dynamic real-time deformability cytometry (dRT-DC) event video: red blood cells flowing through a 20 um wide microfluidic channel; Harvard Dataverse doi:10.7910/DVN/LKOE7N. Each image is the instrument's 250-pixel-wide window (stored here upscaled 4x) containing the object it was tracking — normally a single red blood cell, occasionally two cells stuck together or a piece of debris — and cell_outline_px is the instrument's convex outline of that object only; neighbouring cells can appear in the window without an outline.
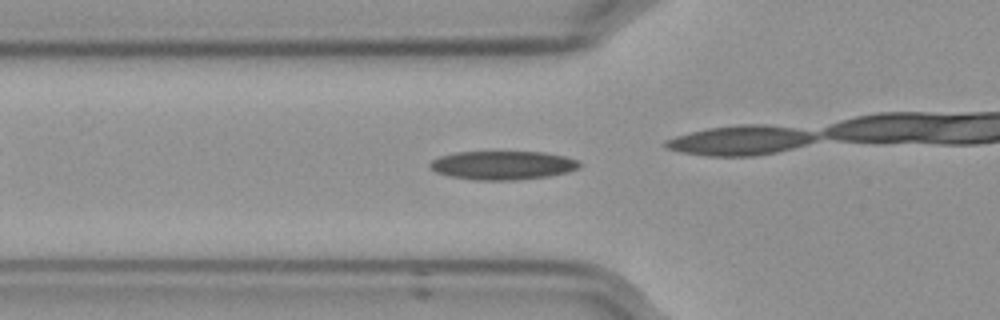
{"species": "Egyptian fruit bat (a non-hibernating species)", "species_latin": "Rousettus aegyptiacus", "temperature_condition": "cold", "stored_images_in_passage": 42, "camera_frame_rate_fps": 3000, "um_per_image_px": 0.085, "frame": {"image": 1, "passage_image": 13, "time_ms": 4.0, "image_size_px": [1000, 320], "cell_outline_px": [[580, 168], [568, 172], [548, 176], [516, 180], [476, 180], [452, 176], [436, 172], [428, 164], [432, 160], [440, 156], [456, 152], [544, 152], [564, 156], [580, 160]], "centroid_in_image_um": [42.77, 14.04], "position_along_channel_um": 83.0, "area_um2": 24.97}}